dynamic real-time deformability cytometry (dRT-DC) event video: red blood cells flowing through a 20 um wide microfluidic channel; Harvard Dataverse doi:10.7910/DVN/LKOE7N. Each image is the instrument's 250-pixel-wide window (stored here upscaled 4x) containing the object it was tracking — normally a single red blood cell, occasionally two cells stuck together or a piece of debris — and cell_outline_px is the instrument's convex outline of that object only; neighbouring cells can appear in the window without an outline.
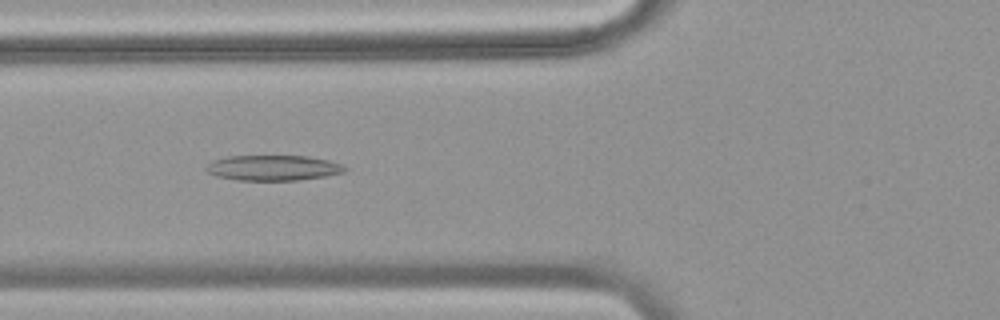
{"species": "common noctule bat (a hibernating species)", "species_latin": "Nyctalus noctula", "temperature_condition": "warm", "stored_images_in_passage": 49, "camera_frame_rate_fps": 3000, "um_per_image_px": 0.085, "animal": {"sex": "female", "body_mass_g": 18.4}, "frame": {"image": 1, "passage_image": 19, "time_ms": 6.0, "image_size_px": [1000, 320], "cell_outline_px": [[348, 168], [344, 172], [324, 176], [300, 180], [236, 180], [216, 176], [208, 172], [204, 168], [212, 160], [228, 156], [308, 156], [328, 160], [344, 164]], "centroid_in_image_um": [23.22, 14.26], "position_along_channel_um": 102.6, "area_um2": 20.58}}
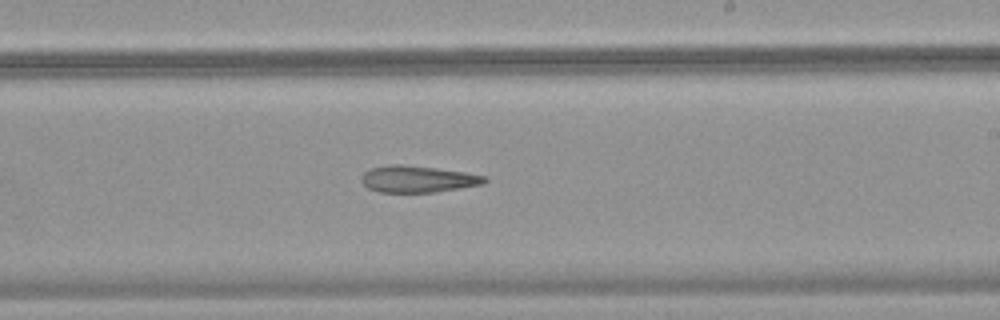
{"frame": {"image": 2, "passage_image": 30, "time_ms": 9.667, "image_size_px": [1000, 320], "cell_outline_px": [[488, 180], [484, 184], [436, 192], [380, 192], [368, 188], [360, 180], [360, 176], [364, 172], [372, 168], [388, 164], [400, 164], [436, 168], [464, 172], [488, 176]], "centroid_in_image_um": [35.52, 15.22], "position_along_channel_um": 253.5, "area_um2": 19.25}}
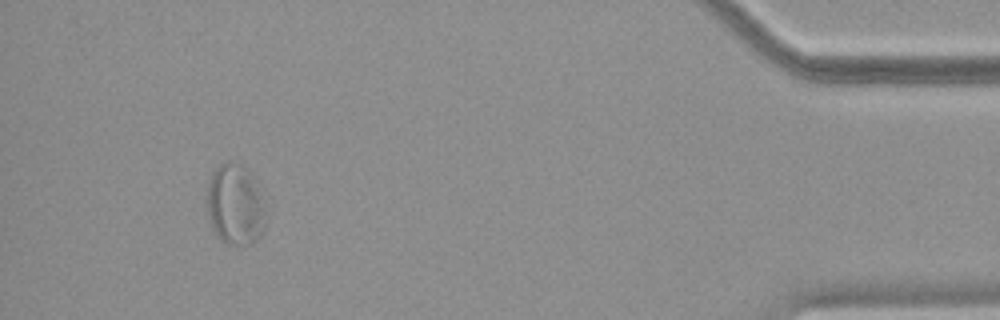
{"frame": {"image": 3, "passage_image": 46, "time_ms": 15.0, "image_size_px": [1000, 320], "cell_outline_px": [[276, 204], [264, 232], [252, 244], [228, 244], [220, 240], [212, 228], [208, 220], [208, 180], [212, 172], [220, 164], [240, 164], [248, 168], [264, 184]], "centroid_in_image_um": [20.24, 17.38], "position_along_channel_um": 415.0, "area_um2": 30.58}}